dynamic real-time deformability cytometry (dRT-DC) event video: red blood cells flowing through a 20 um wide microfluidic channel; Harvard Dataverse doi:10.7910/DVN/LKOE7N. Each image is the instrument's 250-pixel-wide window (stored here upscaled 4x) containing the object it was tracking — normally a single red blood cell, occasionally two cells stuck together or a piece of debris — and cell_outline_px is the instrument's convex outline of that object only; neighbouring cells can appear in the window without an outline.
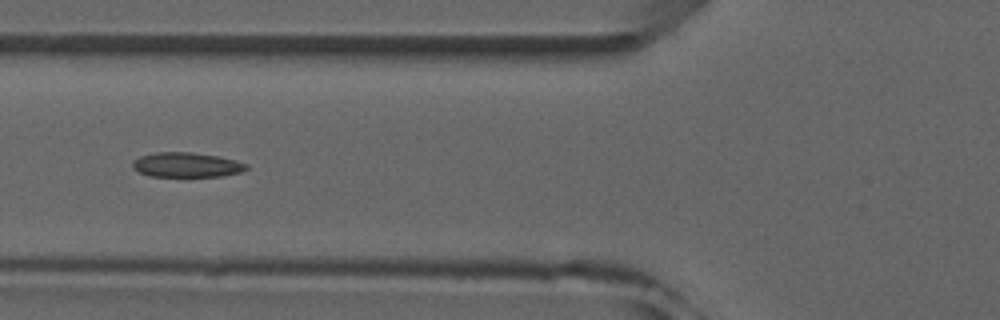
{"species": "common noctule bat (a hibernating species)", "species_latin": "Nyctalus noctula", "temperature_condition": "room temperature", "stored_images_in_passage": 10, "camera_frame_rate_fps": 3000, "um_per_image_px": 0.085, "animal": {"sex": "male", "forearm_length_mm": 52.5}, "frame": {"image": 1, "passage_image": 6, "time_ms": 6.0, "image_size_px": [1000, 320], "cell_outline_px": [[248, 168], [240, 172], [220, 176], [152, 176], [140, 172], [132, 168], [132, 160], [140, 156], [156, 152], [192, 152], [216, 156], [236, 160], [248, 164]], "centroid_in_image_um": [15.84, 14.0], "position_along_channel_um": 110.0, "area_um2": 16.3}}
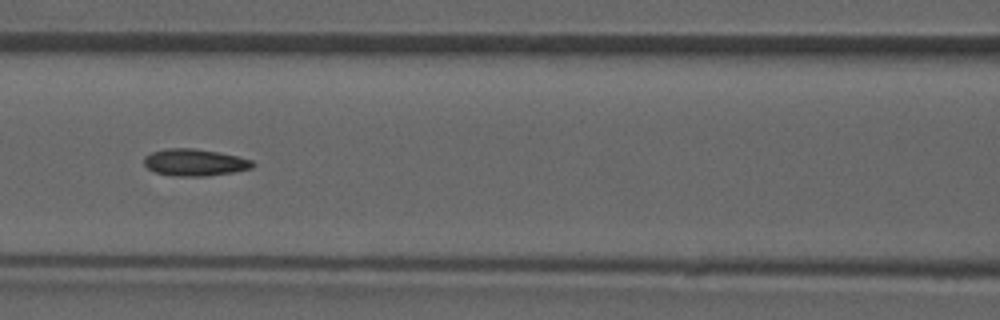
{"frame": {"image": 2, "passage_image": 7, "time_ms": 7.0, "image_size_px": [1000, 320], "cell_outline_px": [[256, 164], [252, 168], [232, 172], [208, 176], [172, 176], [156, 172], [148, 168], [144, 164], [144, 156], [152, 152], [168, 148], [192, 148], [216, 152], [236, 156], [252, 160]], "centroid_in_image_um": [16.54, 13.81], "position_along_channel_um": 150.1, "area_um2": 16.94}}